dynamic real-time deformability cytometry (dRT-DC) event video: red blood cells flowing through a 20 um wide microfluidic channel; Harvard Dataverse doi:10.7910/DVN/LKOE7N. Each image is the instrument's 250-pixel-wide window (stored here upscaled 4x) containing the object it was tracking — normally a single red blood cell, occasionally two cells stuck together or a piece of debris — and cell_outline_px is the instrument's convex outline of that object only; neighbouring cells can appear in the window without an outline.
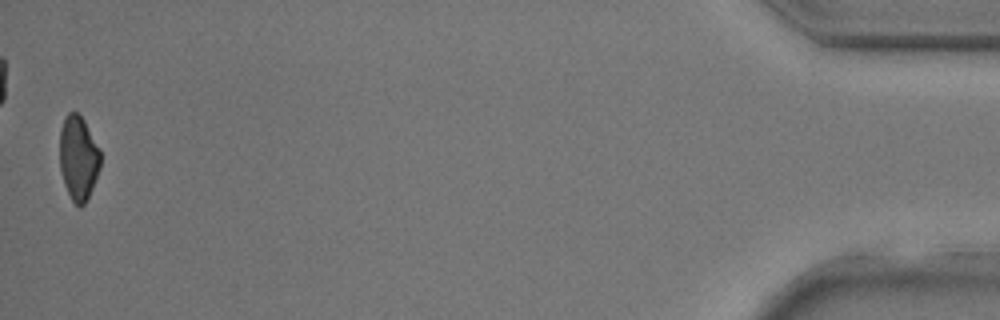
{"species": "common noctule bat (a hibernating species)", "species_latin": "Nyctalus noctula", "temperature_condition": "room temperature", "stored_images_in_passage": 30, "camera_frame_rate_fps": 3000, "um_per_image_px": 0.085, "animal": {"sex": "male", "body_mass_g": 17.9, "forearm_length_mm": 54.2}, "frame": {"image": 1, "passage_image": 30, "time_ms": 9.667, "image_size_px": [1000, 320], "cell_outline_px": [[100, 168], [92, 188], [84, 204], [80, 208], [72, 200], [64, 184], [60, 168], [60, 128], [64, 116], [68, 112], [76, 112], [84, 120], [100, 148]], "centroid_in_image_um": [6.66, 13.4], "position_along_channel_um": 428.5, "area_um2": 20.06}}